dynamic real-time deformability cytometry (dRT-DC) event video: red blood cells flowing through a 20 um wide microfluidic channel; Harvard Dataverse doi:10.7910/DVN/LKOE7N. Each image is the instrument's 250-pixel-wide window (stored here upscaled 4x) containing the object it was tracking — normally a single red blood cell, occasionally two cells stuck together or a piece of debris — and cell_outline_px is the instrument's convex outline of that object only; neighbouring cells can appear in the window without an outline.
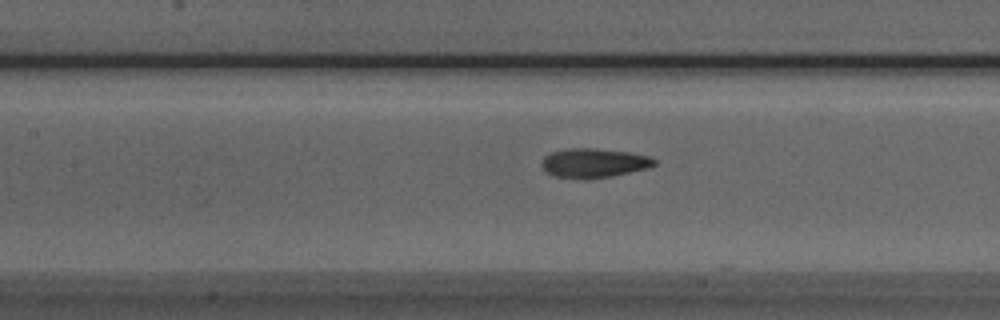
{"species": "Egyptian fruit bat (a non-hibernating species)", "species_latin": "Rousettus aegyptiacus", "temperature_condition": "room temperature", "stored_images_in_passage": 37, "camera_frame_rate_fps": 3000, "um_per_image_px": 0.085, "animal": {"sex": "male"}, "frame": {"image": 1, "passage_image": 8, "time_ms": 2.333, "image_size_px": [1000, 320], "cell_outline_px": [[656, 164], [648, 168], [612, 176], [584, 180], [556, 176], [548, 172], [540, 164], [544, 156], [552, 152], [568, 148], [596, 148], [628, 152], [652, 156], [656, 160]], "centroid_in_image_um": [50.5, 13.85], "position_along_channel_um": 156.9, "area_um2": 19.36}}
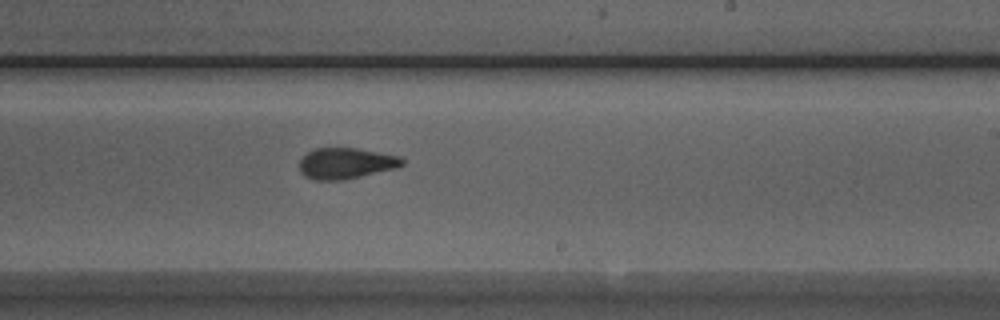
{"frame": {"image": 2, "passage_image": 16, "time_ms": 5.0, "image_size_px": [1000, 320], "cell_outline_px": [[404, 164], [396, 168], [360, 176], [340, 180], [316, 180], [304, 176], [300, 172], [300, 160], [312, 148], [356, 148], [400, 156], [404, 160]], "centroid_in_image_um": [29.39, 13.87], "position_along_channel_um": 259.6, "area_um2": 18.44}}
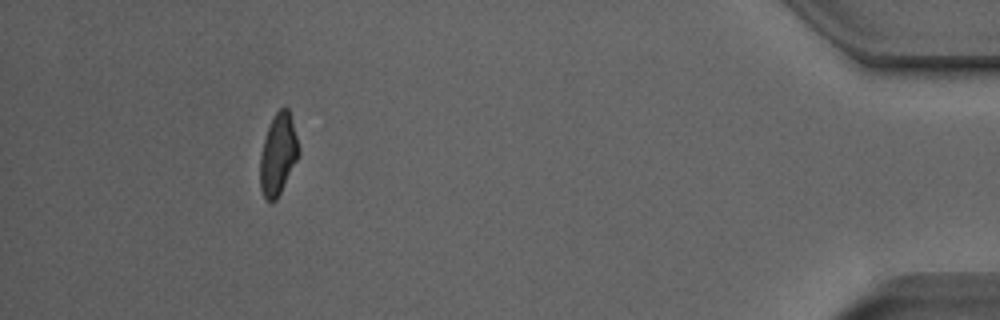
{"frame": {"image": 3, "passage_image": 33, "time_ms": 10.667, "image_size_px": [1000, 320], "cell_outline_px": [[300, 156], [276, 200], [272, 204], [264, 200], [260, 188], [260, 156], [264, 140], [268, 128], [276, 112], [284, 104], [288, 108], [300, 148]], "centroid_in_image_um": [23.65, 13.17], "position_along_channel_um": 411.6, "area_um2": 18.5}, "authors_computed_cell_mechanics": {"area_um2": 19.074, "velocity_mm_per_s": 3.8703, "shape_relaxation_time_tau1_ms": 2.8606, "shape_relaxation_time_tau2_ms": 1.8187, "deformation_change_tau1": 0.1386, "deformation_change_tau2": 0.0924}}